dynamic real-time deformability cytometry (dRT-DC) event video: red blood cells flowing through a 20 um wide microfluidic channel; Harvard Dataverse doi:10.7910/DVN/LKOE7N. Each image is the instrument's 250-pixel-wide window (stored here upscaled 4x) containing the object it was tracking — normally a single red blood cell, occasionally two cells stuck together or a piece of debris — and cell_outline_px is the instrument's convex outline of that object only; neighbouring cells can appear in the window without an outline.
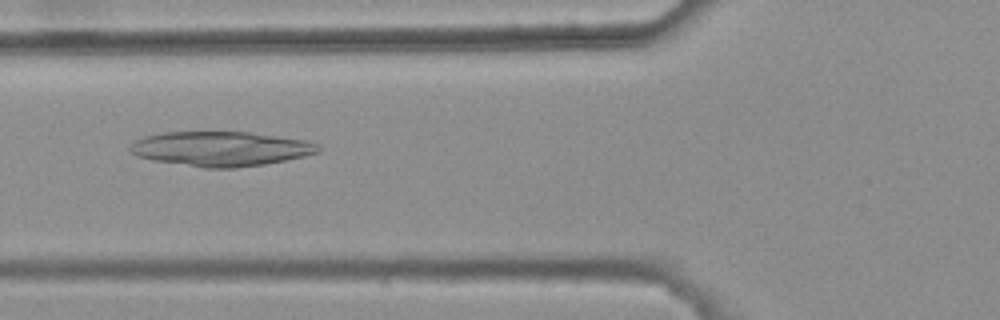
{"species": "common noctule bat (a hibernating species)", "species_latin": "Nyctalus noctula", "temperature_condition": "warm", "stored_images_in_passage": 6, "camera_frame_rate_fps": 3000, "um_per_image_px": 0.085, "animal": {"sex": "female", "body_mass_g": 25.1}, "frame": {"image": 1, "passage_image": 5, "time_ms": 1.333, "image_size_px": [1000, 320], "cell_outline_px": [[320, 152], [304, 156], [264, 164], [236, 168], [204, 168], [152, 160], [136, 156], [128, 148], [136, 140], [144, 136], [164, 132], [248, 132], [304, 140], [316, 144], [320, 148]], "centroid_in_image_um": [18.73, 12.65], "position_along_channel_um": 107.1, "area_um2": 37.8}}
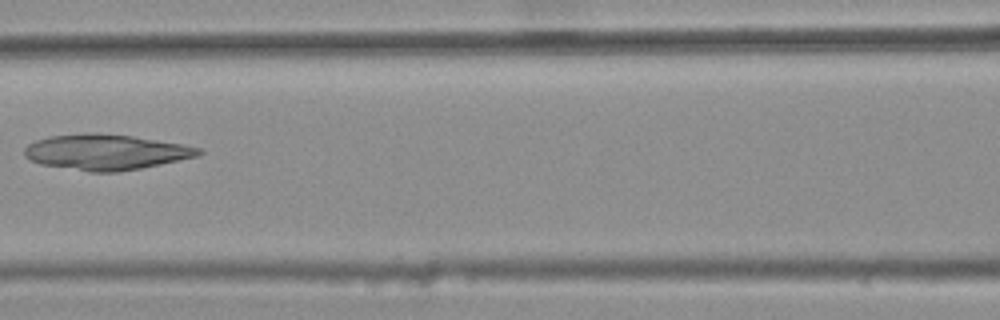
{"frame": {"image": 2, "passage_image": 6, "time_ms": 1.667, "image_size_px": [1000, 320], "cell_outline_px": [[204, 152], [200, 156], [140, 168], [116, 172], [88, 172], [40, 164], [24, 156], [24, 148], [28, 144], [36, 140], [48, 136], [84, 132], [96, 132], [132, 136], [180, 144], [200, 148]], "centroid_in_image_um": [8.97, 12.92], "position_along_channel_um": 157.6, "area_um2": 36.18}}